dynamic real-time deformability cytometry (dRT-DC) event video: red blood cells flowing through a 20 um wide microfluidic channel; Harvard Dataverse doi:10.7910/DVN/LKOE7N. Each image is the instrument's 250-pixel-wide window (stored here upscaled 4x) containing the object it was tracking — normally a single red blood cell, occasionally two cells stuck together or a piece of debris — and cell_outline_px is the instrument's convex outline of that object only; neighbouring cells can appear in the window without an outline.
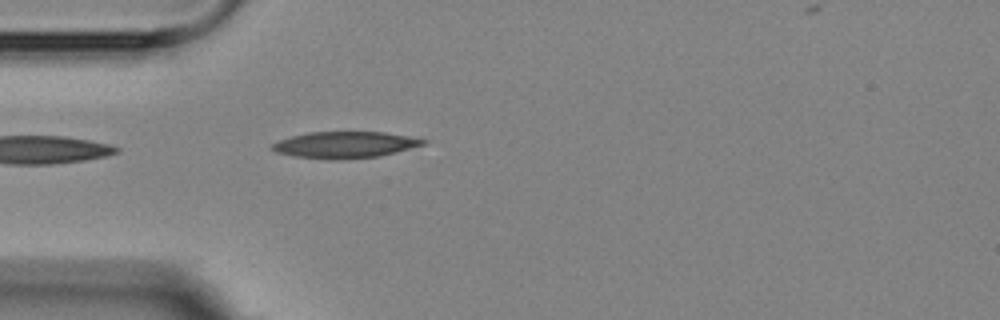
{"species": "Egyptian fruit bat (a non-hibernating species)", "species_latin": "Rousettus aegyptiacus", "temperature_condition": "room temperature", "stored_images_in_passage": 2, "camera_frame_rate_fps": 3000, "um_per_image_px": 0.085, "animal": {"sex": "female"}, "frame": {"image": 1, "passage_image": 2, "time_ms": 1.0, "image_size_px": [1000, 320], "cell_outline_px": [[428, 140], [424, 144], [380, 156], [336, 160], [328, 160], [296, 156], [276, 152], [272, 148], [272, 144], [280, 140], [292, 136], [308, 132], [384, 132], [408, 136]], "centroid_in_image_um": [29.31, 12.31], "position_along_channel_um": 55.7, "area_um2": 23.06}}